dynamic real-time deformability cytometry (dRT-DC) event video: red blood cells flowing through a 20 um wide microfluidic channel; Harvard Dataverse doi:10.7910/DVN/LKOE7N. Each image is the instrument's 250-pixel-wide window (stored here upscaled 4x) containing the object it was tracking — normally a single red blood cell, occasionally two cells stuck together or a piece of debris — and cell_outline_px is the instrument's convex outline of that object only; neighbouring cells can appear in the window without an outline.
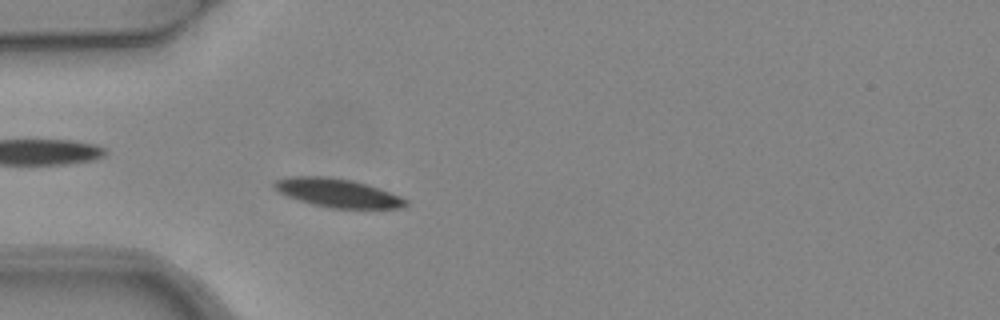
{"species": "common noctule bat (a hibernating species)", "species_latin": "Nyctalus noctula", "temperature_condition": "warm", "stored_images_in_passage": 4, "camera_frame_rate_fps": 3000, "um_per_image_px": 0.085, "animal": {"sex": "female", "body_mass_g": 24.6, "forearm_length_mm": 56.2}, "frame": {"image": 1, "passage_image": 4, "time_ms": 1.0, "image_size_px": [1000, 320], "cell_outline_px": [[408, 204], [400, 208], [328, 208], [312, 204], [288, 196], [280, 192], [272, 184], [276, 180], [288, 176], [328, 176], [352, 180], [368, 184], [380, 188], [400, 196], [408, 200]], "centroid_in_image_um": [28.72, 16.39], "position_along_channel_um": 56.3, "area_um2": 21.91}}